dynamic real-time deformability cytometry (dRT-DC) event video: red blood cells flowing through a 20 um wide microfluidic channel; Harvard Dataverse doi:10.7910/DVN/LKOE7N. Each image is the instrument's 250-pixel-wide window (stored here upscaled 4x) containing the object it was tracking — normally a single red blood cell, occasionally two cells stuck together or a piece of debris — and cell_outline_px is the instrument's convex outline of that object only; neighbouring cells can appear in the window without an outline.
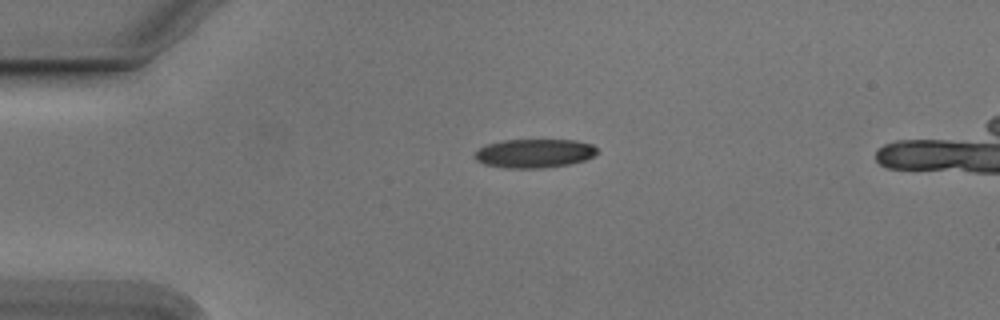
{"species": "Egyptian fruit bat (a non-hibernating species)", "species_latin": "Rousettus aegyptiacus", "temperature_condition": "cold", "stored_images_in_passage": 41, "camera_frame_rate_fps": 3000, "um_per_image_px": 0.085, "animal": {"sex": "male"}, "frame": {"image": 1, "passage_image": 1, "time_ms": 0.0, "image_size_px": [1000, 320], "cell_outline_px": [[600, 152], [584, 160], [568, 164], [540, 168], [508, 168], [484, 164], [476, 160], [472, 156], [484, 144], [504, 140], [576, 140], [592, 144]], "centroid_in_image_um": [45.4, 13.02], "position_along_channel_um": 39.6, "area_um2": 20.58}}
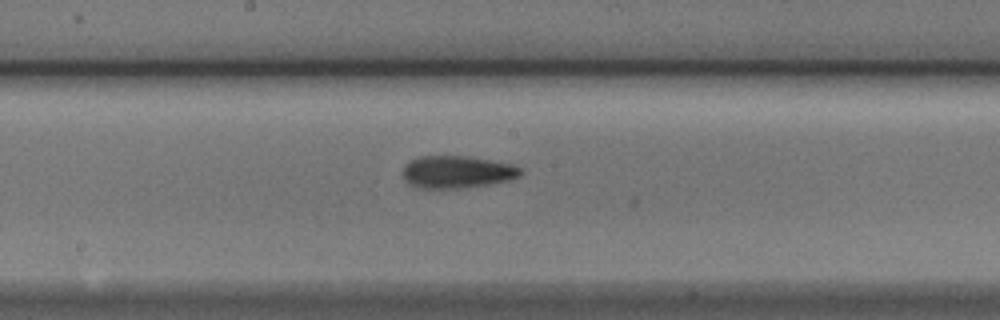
{"frame": {"image": 2, "passage_image": 17, "time_ms": 5.333, "image_size_px": [1000, 320], "cell_outline_px": [[524, 172], [520, 176], [512, 180], [464, 188], [416, 188], [408, 184], [404, 180], [404, 164], [420, 156], [468, 156], [512, 164], [524, 168]], "centroid_in_image_um": [38.89, 14.62], "position_along_channel_um": 209.3, "area_um2": 22.48}}
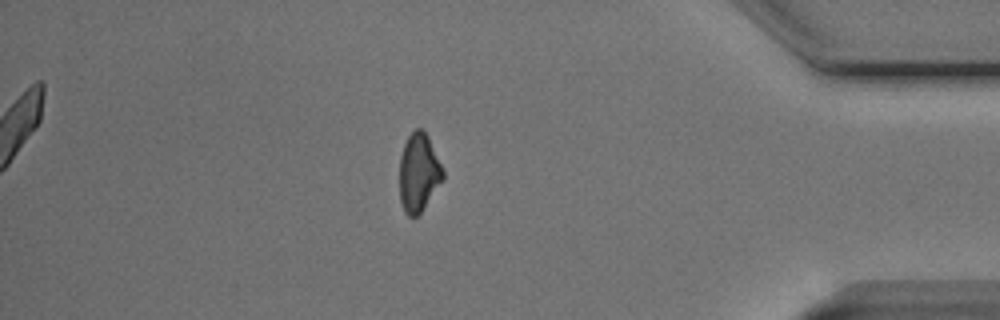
{"frame": {"image": 3, "passage_image": 35, "time_ms": 11.333, "image_size_px": [1000, 320], "cell_outline_px": [[444, 180], [420, 212], [416, 216], [408, 216], [404, 212], [400, 200], [400, 156], [404, 144], [408, 136], [416, 128], [424, 128], [428, 136], [444, 172]], "centroid_in_image_um": [35.59, 14.66], "position_along_channel_um": 399.6, "area_um2": 19.77}}